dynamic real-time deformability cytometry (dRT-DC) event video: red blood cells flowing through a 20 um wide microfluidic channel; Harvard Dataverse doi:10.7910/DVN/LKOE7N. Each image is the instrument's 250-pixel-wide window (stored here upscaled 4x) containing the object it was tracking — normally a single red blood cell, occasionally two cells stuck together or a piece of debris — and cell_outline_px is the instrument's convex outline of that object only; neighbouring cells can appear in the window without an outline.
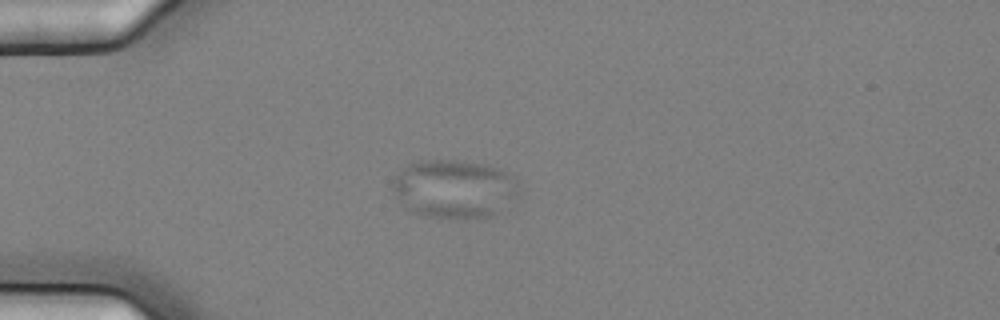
{"species": "common noctule bat (a hibernating species)", "species_latin": "Nyctalus noctula", "temperature_condition": "cold", "stored_images_in_passage": 3, "camera_frame_rate_fps": 3000, "um_per_image_px": 0.085, "animal": {"sex": "female", "body_mass_g": 25.1}, "frame": {"image": 1, "passage_image": 1, "time_ms": 0.0, "image_size_px": [1000, 320], "cell_outline_px": [[516, 192], [496, 212], [488, 216], [468, 220], [456, 220], [428, 216], [412, 212], [400, 204], [392, 188], [392, 180], [404, 168], [420, 160], [456, 160], [484, 164], [496, 168], [504, 172], [516, 180]], "centroid_in_image_um": [38.51, 16.07], "position_along_channel_um": 46.5, "area_um2": 42.43}}
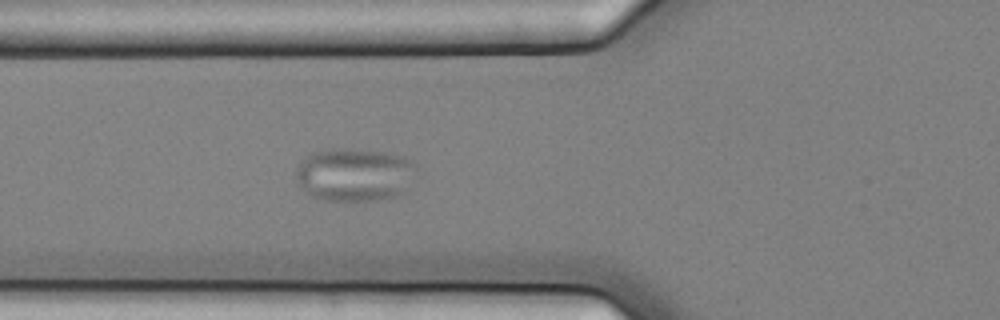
{"frame": {"image": 2, "passage_image": 3, "time_ms": 0.667, "image_size_px": [1000, 320], "cell_outline_px": [[416, 168], [404, 192], [388, 200], [328, 200], [308, 196], [296, 184], [296, 168], [312, 152], [384, 152], [404, 156], [412, 160], [416, 164]], "centroid_in_image_um": [30.14, 14.92], "position_along_channel_um": 95.7, "area_um2": 36.41}}